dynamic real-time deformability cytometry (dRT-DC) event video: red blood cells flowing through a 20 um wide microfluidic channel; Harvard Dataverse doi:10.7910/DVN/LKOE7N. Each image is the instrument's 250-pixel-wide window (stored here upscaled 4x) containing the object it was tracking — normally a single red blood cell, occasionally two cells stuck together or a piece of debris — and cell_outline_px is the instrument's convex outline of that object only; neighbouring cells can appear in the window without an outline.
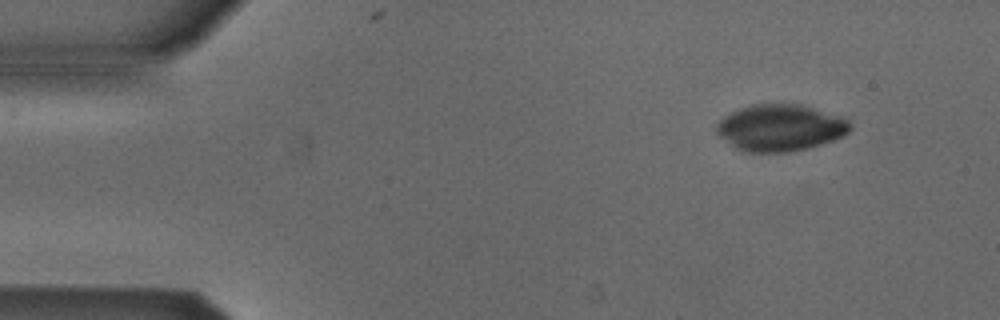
{"species": "Egyptian fruit bat (a non-hibernating species)", "species_latin": "Rousettus aegyptiacus", "temperature_condition": "cold", "stored_images_in_passage": 48, "camera_frame_rate_fps": 3000, "um_per_image_px": 0.085, "animal": {"sex": "male"}, "frame": {"image": 1, "passage_image": 1, "time_ms": 0.0, "image_size_px": [1000, 320], "cell_outline_px": [[852, 128], [844, 136], [808, 148], [788, 152], [744, 152], [736, 148], [720, 136], [716, 132], [716, 124], [724, 116], [740, 108], [752, 104], [800, 104], [840, 116], [848, 120], [852, 124]], "centroid_in_image_um": [66.33, 10.86], "position_along_channel_um": 18.7, "area_um2": 36.24}}
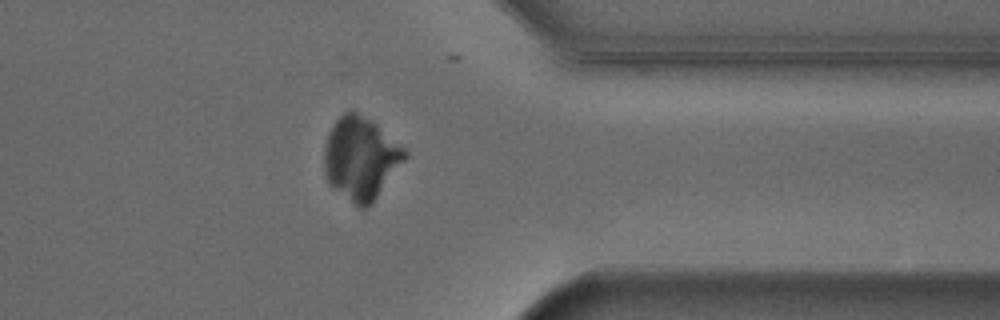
{"frame": {"image": 2, "passage_image": 37, "time_ms": 12.0, "image_size_px": [1000, 320], "cell_outline_px": [[408, 156], [372, 204], [368, 208], [360, 208], [352, 204], [328, 184], [324, 172], [324, 148], [328, 132], [332, 124], [348, 108], [352, 108], [372, 120], [404, 148], [408, 152]], "centroid_in_image_um": [30.64, 13.45], "position_along_channel_um": 380.8, "area_um2": 39.42}}
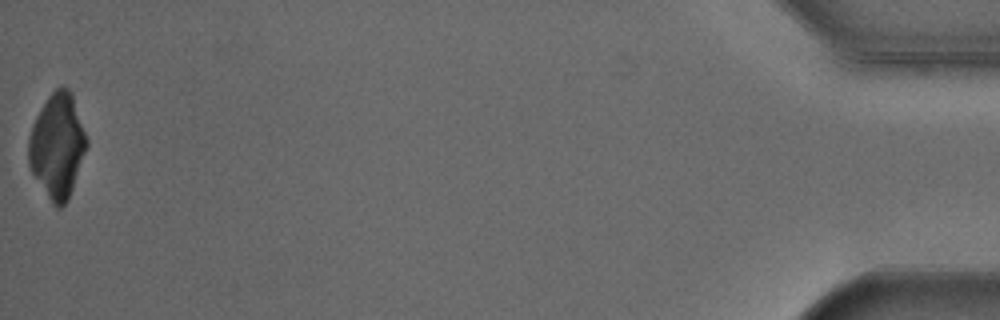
{"frame": {"image": 3, "passage_image": 48, "time_ms": 15.667, "image_size_px": [1000, 320], "cell_outline_px": [[88, 144], [68, 200], [60, 208], [56, 208], [52, 204], [32, 172], [28, 164], [28, 136], [32, 124], [40, 108], [48, 96], [60, 84], [68, 88], [72, 92], [88, 140]], "centroid_in_image_um": [4.86, 12.36], "position_along_channel_um": 430.3, "area_um2": 35.49}}